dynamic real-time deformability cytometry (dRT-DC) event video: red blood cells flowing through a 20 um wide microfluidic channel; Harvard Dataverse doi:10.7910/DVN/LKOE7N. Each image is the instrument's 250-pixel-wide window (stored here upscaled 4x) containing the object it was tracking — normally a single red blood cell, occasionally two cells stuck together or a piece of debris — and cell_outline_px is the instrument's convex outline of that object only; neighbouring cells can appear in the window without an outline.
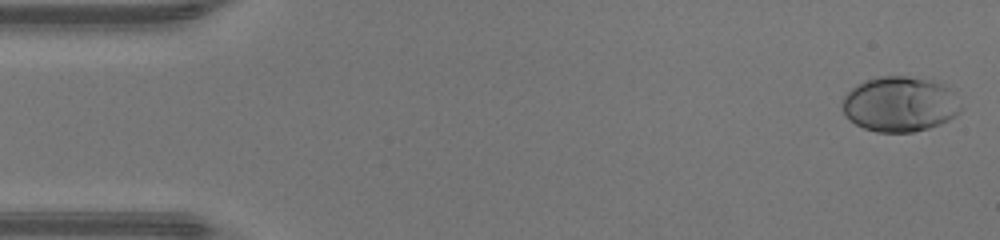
{"species": "human", "species_latin": "Homo sapiens", "temperature_condition": "warm", "stored_images_in_passage": 47, "camera_frame_rate_fps": 3000, "um_per_image_px": 0.085, "donor": {"sex": "male"}, "frame": {"image": 1, "passage_image": 1, "time_ms": 0.0, "image_size_px": [1000, 240], "cell_outline_px": [[960, 112], [956, 116], [940, 124], [928, 128], [912, 132], [876, 132], [864, 128], [856, 124], [840, 108], [844, 96], [852, 88], [868, 80], [880, 76], [908, 76], [932, 80], [944, 84], [956, 92], [960, 108]], "centroid_in_image_um": [76.52, 8.85], "position_along_channel_um": 8.5, "area_um2": 38.15}}
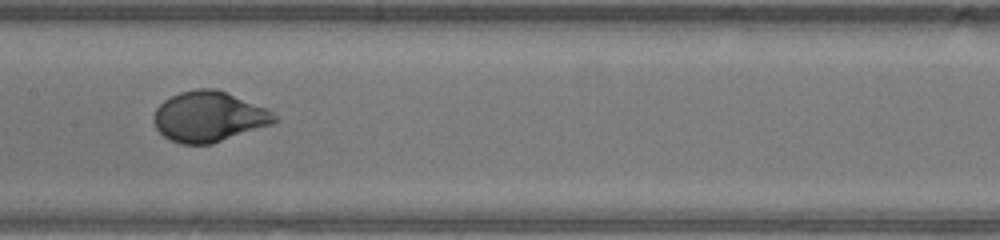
{"frame": {"image": 2, "passage_image": 23, "time_ms": 7.333, "image_size_px": [1000, 240], "cell_outline_px": [[280, 120], [272, 124], [212, 144], [180, 144], [168, 140], [156, 128], [152, 120], [152, 116], [156, 108], [164, 100], [180, 92], [196, 88], [216, 88], [268, 108], [280, 116]], "centroid_in_image_um": [17.77, 9.91], "position_along_channel_um": 189.6, "area_um2": 35.95}}
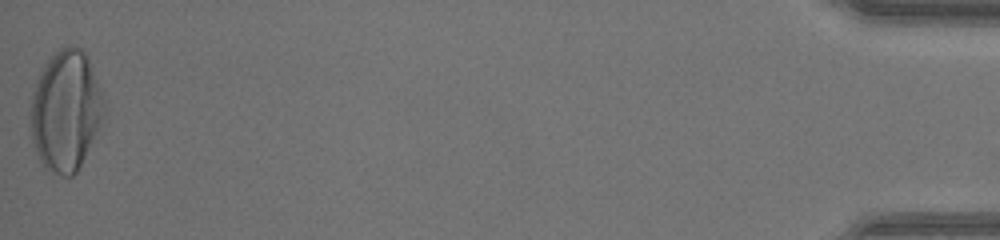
{"frame": {"image": 3, "passage_image": 47, "time_ms": 15.333, "image_size_px": [1000, 240], "cell_outline_px": [[108, 108], [76, 172], [72, 176], [64, 176], [52, 172], [44, 168], [36, 152], [32, 140], [28, 120], [32, 92], [36, 80], [44, 64], [52, 52], [60, 48], [72, 44], [84, 48], [88, 56]], "centroid_in_image_um": [5.57, 9.34], "position_along_channel_um": 429.6, "area_um2": 52.42}, "authors_computed_cell_mechanics": {"area_um2": 35.9516, "velocity_mm_per_s": 4.3472, "shape_relaxation_time_tau1_ms": 3.385, "shape_relaxation_time_tau2_ms": null, "deformation_change_tau1": 0.24, "deformation_change_tau2": null}}